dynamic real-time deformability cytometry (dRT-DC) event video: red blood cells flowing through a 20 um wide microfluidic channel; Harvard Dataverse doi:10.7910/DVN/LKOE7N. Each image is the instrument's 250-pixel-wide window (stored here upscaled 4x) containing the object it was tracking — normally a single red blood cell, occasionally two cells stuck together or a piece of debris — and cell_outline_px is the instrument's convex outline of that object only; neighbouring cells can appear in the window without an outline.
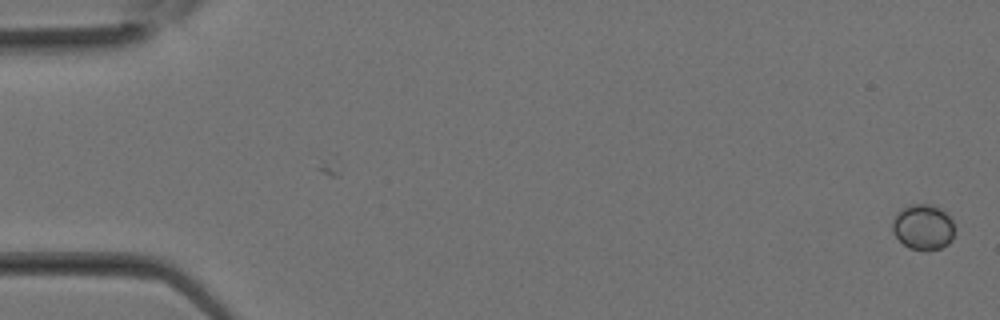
{"species": "Egyptian fruit bat (a non-hibernating species)", "species_latin": "Rousettus aegyptiacus", "temperature_condition": "room temperature", "stored_images_in_passage": 3, "camera_frame_rate_fps": 3000, "um_per_image_px": 0.085, "animal": {"sex": "female"}, "frame": {"image": 1, "passage_image": 3, "time_ms": 0.667, "image_size_px": [1000, 320], "cell_outline_px": [[952, 240], [948, 244], [940, 248], [928, 252], [924, 252], [908, 248], [892, 232], [892, 220], [896, 212], [900, 208], [908, 204], [932, 204], [944, 208], [952, 220]], "centroid_in_image_um": [78.44, 19.29], "position_along_channel_um": 6.6, "area_um2": 16.99}}